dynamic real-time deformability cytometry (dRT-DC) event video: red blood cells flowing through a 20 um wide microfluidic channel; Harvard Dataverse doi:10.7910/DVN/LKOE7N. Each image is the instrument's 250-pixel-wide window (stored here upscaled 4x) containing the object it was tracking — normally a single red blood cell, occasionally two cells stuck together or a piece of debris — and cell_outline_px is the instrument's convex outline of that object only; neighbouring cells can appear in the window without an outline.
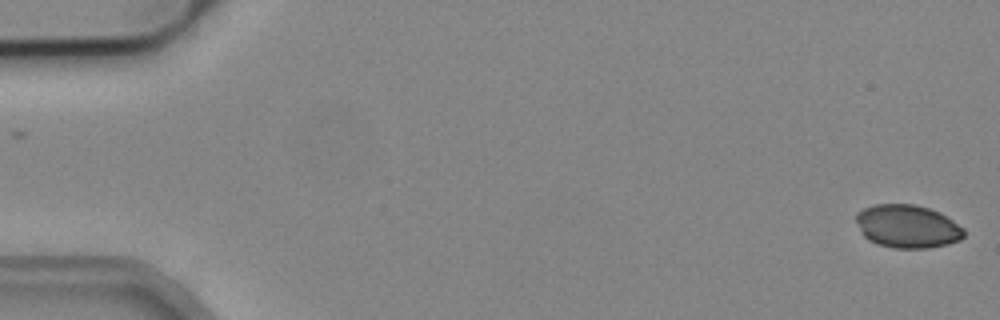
{"species": "common noctule bat (a hibernating species)", "species_latin": "Nyctalus noctula", "temperature_condition": "cold", "stored_images_in_passage": 5, "segment_of_instrument_passage": [2, 2], "camera_frame_rate_fps": 3000, "um_per_image_px": 0.085, "animal": {"sex": "male", "body_mass_g": 19.2, "forearm_length_mm": 51.8}, "frame": {"image": 1, "passage_image": 5, "time_ms": 1.333, "image_size_px": [1000, 320], "cell_outline_px": [[964, 236], [960, 240], [948, 244], [928, 248], [892, 248], [876, 244], [868, 240], [860, 232], [856, 220], [856, 212], [872, 204], [916, 204], [940, 212], [964, 228]], "centroid_in_image_um": [77.11, 19.24], "position_along_channel_um": 7.9, "area_um2": 27.4}}